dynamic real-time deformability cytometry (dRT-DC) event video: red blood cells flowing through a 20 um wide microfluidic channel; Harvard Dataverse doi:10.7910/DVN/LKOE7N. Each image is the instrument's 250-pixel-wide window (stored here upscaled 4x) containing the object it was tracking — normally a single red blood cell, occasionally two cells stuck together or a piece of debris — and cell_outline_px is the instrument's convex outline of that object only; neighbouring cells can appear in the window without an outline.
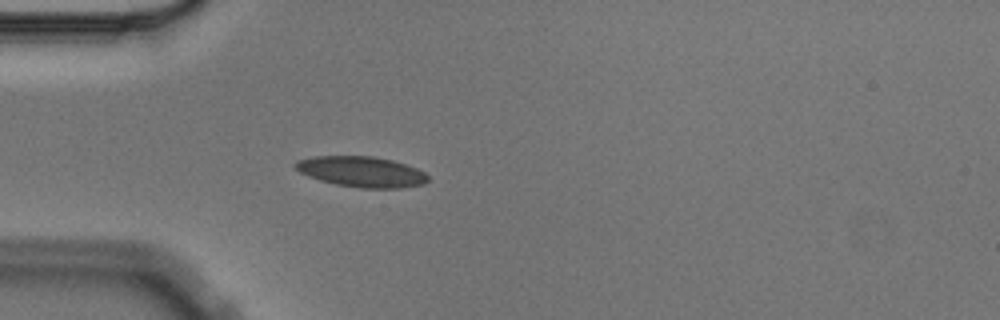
{"species": "Egyptian fruit bat (a non-hibernating species)", "species_latin": "Rousettus aegyptiacus", "temperature_condition": "cold", "stored_images_in_passage": 3, "camera_frame_rate_fps": 3000, "um_per_image_px": 0.085, "animal": {"sex": "male"}, "frame": {"image": 1, "passage_image": 3, "time_ms": 0.667, "image_size_px": [1000, 320], "cell_outline_px": [[428, 180], [424, 184], [400, 188], [360, 188], [336, 184], [320, 180], [308, 176], [300, 172], [292, 164], [296, 160], [316, 156], [372, 156], [392, 160], [416, 168], [424, 172], [428, 176]], "centroid_in_image_um": [30.71, 14.59], "position_along_channel_um": 54.3, "area_um2": 23.58}}